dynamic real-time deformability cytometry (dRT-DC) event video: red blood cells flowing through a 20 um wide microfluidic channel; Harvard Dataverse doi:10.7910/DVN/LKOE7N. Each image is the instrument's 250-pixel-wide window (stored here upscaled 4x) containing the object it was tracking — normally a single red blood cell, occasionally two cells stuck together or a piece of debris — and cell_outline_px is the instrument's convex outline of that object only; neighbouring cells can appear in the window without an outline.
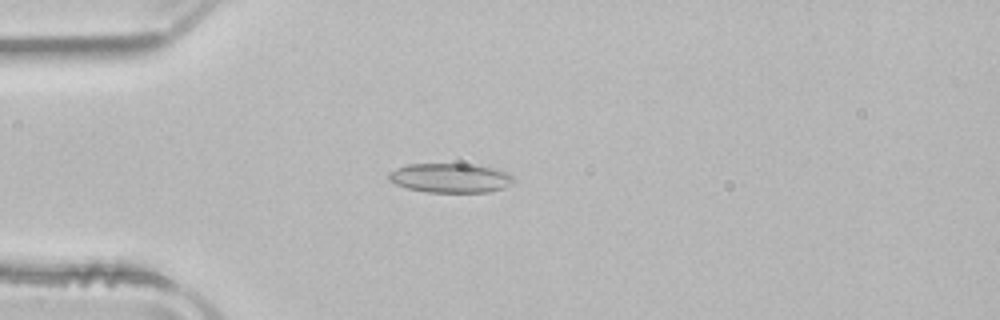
{"species": "common noctule bat (a hibernating species)", "species_latin": "Nyctalus noctula", "temperature_condition": "room temperature", "stored_images_in_passage": 46, "camera_frame_rate_fps": 3000, "um_per_image_px": 0.085, "animal": {"sex": "male", "body_mass_g": 21.5, "forearm_length_mm": 52.0}, "frame": {"image": 1, "passage_image": 8, "time_ms": 2.333, "image_size_px": [1000, 320], "cell_outline_px": [[516, 180], [512, 184], [504, 188], [488, 192], [428, 192], [408, 188], [396, 184], [388, 180], [388, 172], [396, 168], [408, 164], [468, 164], [492, 168], [508, 172], [516, 176]], "centroid_in_image_um": [38.32, 15.13], "position_along_channel_um": 46.7, "area_um2": 21.5}}
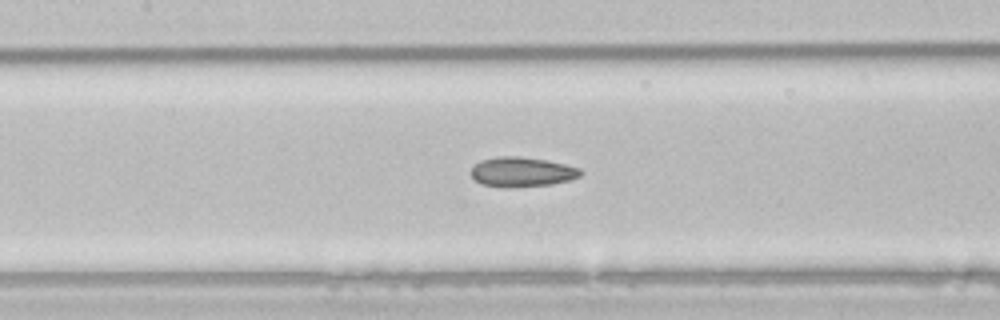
{"frame": {"image": 2, "passage_image": 18, "time_ms": 5.667, "image_size_px": [1000, 320], "cell_outline_px": [[584, 172], [580, 176], [568, 180], [552, 184], [508, 188], [500, 188], [480, 184], [468, 172], [480, 160], [496, 156], [520, 156], [548, 160], [580, 168]], "centroid_in_image_um": [44.33, 14.62], "position_along_channel_um": 163.1, "area_um2": 19.31}}
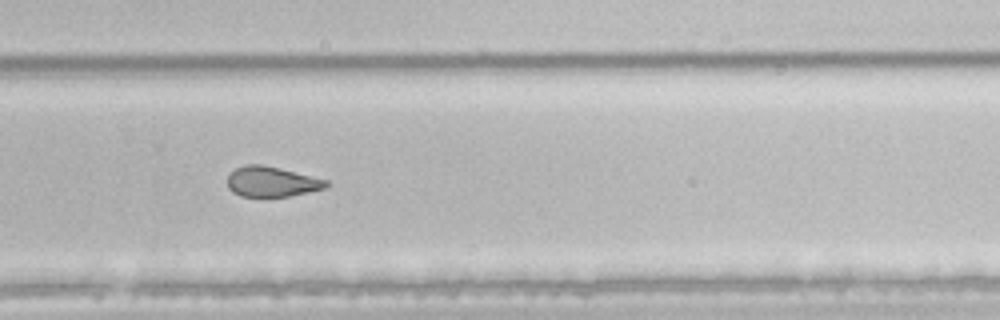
{"frame": {"image": 3, "passage_image": 29, "time_ms": 9.333, "image_size_px": [1000, 320], "cell_outline_px": [[328, 184], [324, 188], [308, 192], [288, 196], [240, 196], [232, 192], [228, 188], [228, 176], [236, 168], [244, 164], [260, 164], [280, 168], [328, 180]], "centroid_in_image_um": [23.07, 15.43], "position_along_channel_um": 306.7, "area_um2": 17.22}, "authors_computed_cell_mechanics": {"area_um2": 19.5075, "velocity_mm_per_s": 3.9366, "shape_relaxation_time_tau1_ms": null, "shape_relaxation_time_tau2_ms": 2.9003, "deformation_change_tau1": null, "deformation_change_tau2": 0.0865}}